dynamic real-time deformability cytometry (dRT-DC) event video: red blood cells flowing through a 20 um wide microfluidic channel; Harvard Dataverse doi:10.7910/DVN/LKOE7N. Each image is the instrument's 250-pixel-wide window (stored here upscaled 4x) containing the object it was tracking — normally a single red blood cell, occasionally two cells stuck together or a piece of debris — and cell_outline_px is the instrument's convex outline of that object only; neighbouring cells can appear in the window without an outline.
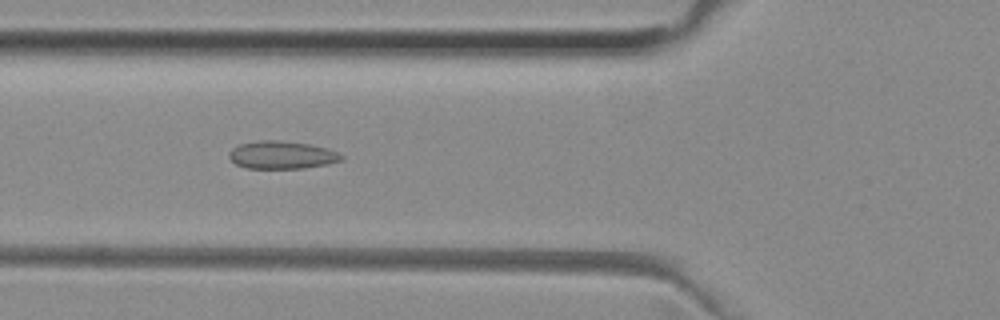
{"species": "common noctule bat (a hibernating species)", "species_latin": "Nyctalus noctula", "temperature_condition": "room temperature", "stored_images_in_passage": 52, "camera_frame_rate_fps": 3000, "um_per_image_px": 0.085, "animal": {"sex": "female", "body_mass_g": 29.2, "forearm_length_mm": 56.3}, "frame": {"image": 1, "passage_image": 19, "time_ms": 6.0, "image_size_px": [1000, 320], "cell_outline_px": [[344, 156], [340, 160], [328, 164], [304, 168], [244, 168], [236, 164], [228, 156], [228, 152], [232, 148], [240, 144], [260, 140], [276, 140], [308, 144], [324, 148], [336, 152]], "centroid_in_image_um": [23.9, 13.18], "position_along_channel_um": 101.9, "area_um2": 17.98}}
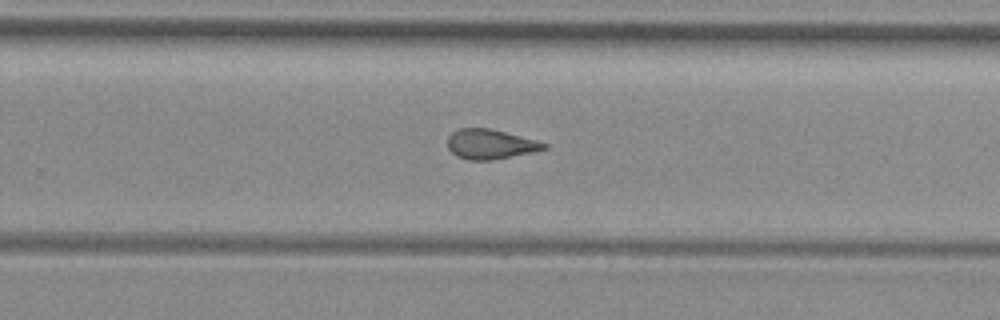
{"frame": {"image": 2, "passage_image": 33, "time_ms": 10.667, "image_size_px": [1000, 320], "cell_outline_px": [[548, 148], [532, 152], [492, 160], [468, 160], [456, 156], [448, 148], [448, 136], [452, 132], [460, 128], [488, 128], [536, 140], [548, 144]], "centroid_in_image_um": [41.66, 12.26], "position_along_channel_um": 288.1, "area_um2": 16.59}}
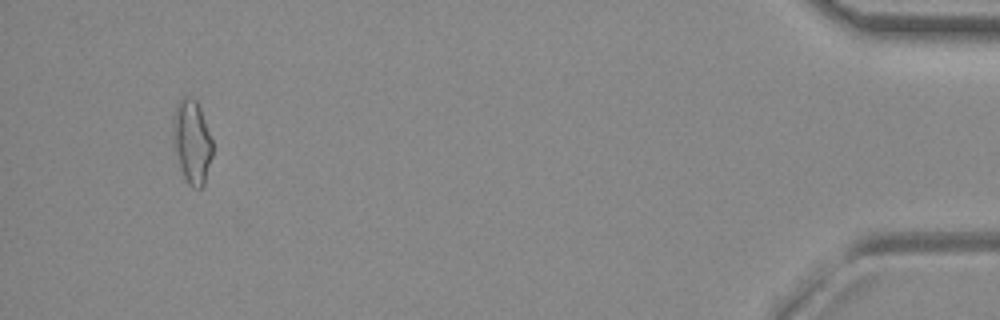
{"frame": {"image": 3, "passage_image": 49, "time_ms": 16.0, "image_size_px": [1000, 320], "cell_outline_px": [[212, 156], [204, 184], [200, 188], [192, 188], [188, 184], [184, 176], [172, 144], [172, 124], [176, 104], [184, 96], [188, 96], [196, 100], [200, 108], [212, 140]], "centroid_in_image_um": [16.29, 12.04], "position_along_channel_um": 418.9, "area_um2": 19.25}, "authors_computed_cell_mechanics": {"area_um2": 17.3978, "velocity_mm_per_s": 3.9928, "shape_relaxation_time_tau1_ms": null, "shape_relaxation_time_tau2_ms": 2.2269, "deformation_change_tau1": null, "deformation_change_tau2": 0.104}}